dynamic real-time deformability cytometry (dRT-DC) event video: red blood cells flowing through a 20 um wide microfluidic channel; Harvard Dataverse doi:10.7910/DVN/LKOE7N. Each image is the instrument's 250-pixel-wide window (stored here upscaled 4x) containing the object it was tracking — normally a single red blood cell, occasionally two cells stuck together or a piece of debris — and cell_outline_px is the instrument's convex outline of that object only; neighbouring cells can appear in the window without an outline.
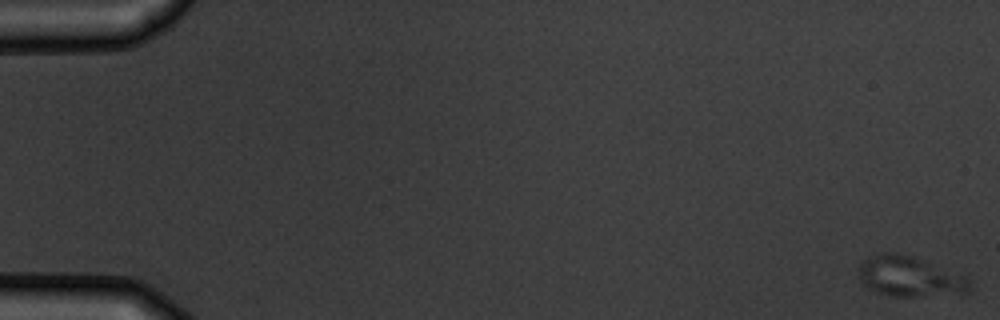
{"species": "common noctule bat (a hibernating species)", "species_latin": "Nyctalus noctula", "temperature_condition": "warm", "stored_images_in_passage": 5, "camera_frame_rate_fps": 3000, "um_per_image_px": 0.085, "animal": {"sex": "male", "body_mass_g": 19.5, "forearm_length_mm": 54.6}, "frame": {"image": 1, "passage_image": 1, "time_ms": 0.0, "image_size_px": [1000, 320], "cell_outline_px": [[972, 288], [968, 292], [912, 296], [896, 296], [880, 292], [868, 288], [860, 284], [860, 260], [880, 252], [896, 252], [968, 276], [972, 280]], "centroid_in_image_um": [77.32, 23.49], "position_along_channel_um": 7.7, "area_um2": 25.72}}